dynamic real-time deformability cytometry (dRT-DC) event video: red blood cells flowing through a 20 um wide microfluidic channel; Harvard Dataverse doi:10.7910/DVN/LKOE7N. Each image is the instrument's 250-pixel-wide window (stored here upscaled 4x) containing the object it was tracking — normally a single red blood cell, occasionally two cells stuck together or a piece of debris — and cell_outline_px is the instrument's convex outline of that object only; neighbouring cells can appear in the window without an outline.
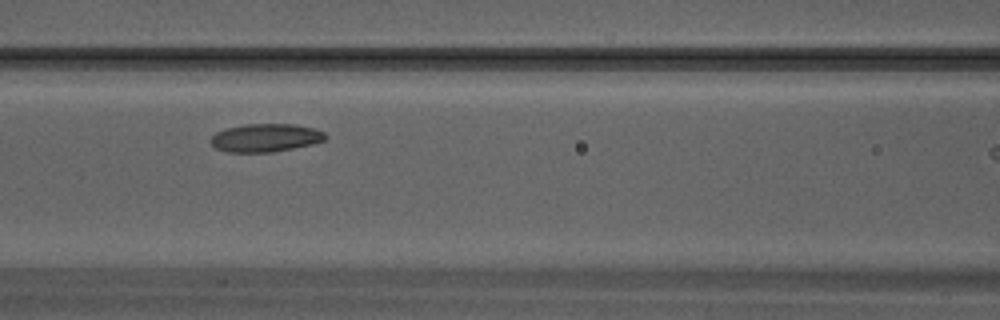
{"species": "Egyptian fruit bat (a non-hibernating species)", "species_latin": "Rousettus aegyptiacus", "temperature_condition": "warm", "stored_images_in_passage": 18, "camera_frame_rate_fps": 3000, "um_per_image_px": 0.085, "animal": {"sex": "male"}, "frame": {"image": 1, "passage_image": 8, "time_ms": 2.333, "image_size_px": [1000, 320], "cell_outline_px": [[328, 136], [324, 140], [312, 144], [272, 152], [228, 152], [216, 148], [212, 144], [212, 136], [216, 132], [228, 128], [244, 124], [296, 124], [316, 128], [324, 132]], "centroid_in_image_um": [22.61, 11.7], "position_along_channel_um": 144.0, "area_um2": 18.73}}